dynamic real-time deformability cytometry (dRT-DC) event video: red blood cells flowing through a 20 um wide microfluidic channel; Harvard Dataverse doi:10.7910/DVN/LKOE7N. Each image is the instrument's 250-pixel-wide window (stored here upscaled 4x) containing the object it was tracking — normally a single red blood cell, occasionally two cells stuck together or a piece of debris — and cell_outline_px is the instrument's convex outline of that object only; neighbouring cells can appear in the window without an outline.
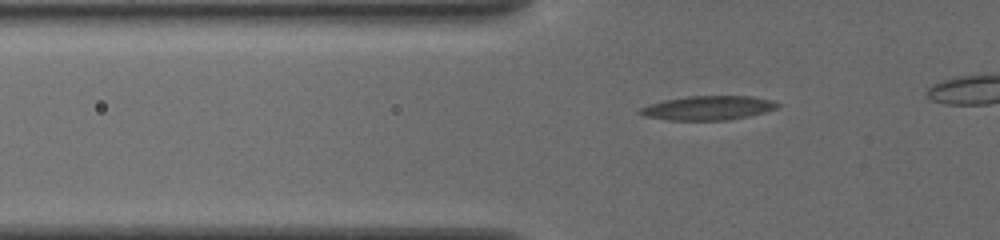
{"species": "common noctule bat (a hibernating species)", "species_latin": "Nyctalus noctula", "temperature_condition": "cold", "stored_images_in_passage": 32, "camera_frame_rate_fps": 3000, "um_per_image_px": 0.085, "animal": {"sex": "female", "body_mass_g": 19.5, "forearm_length_mm": 54.1}, "frame": {"image": 1, "passage_image": 5, "time_ms": 1.333, "image_size_px": [1000, 240], "cell_outline_px": [[780, 104], [776, 108], [764, 112], [748, 116], [728, 120], [668, 120], [644, 116], [636, 112], [640, 108], [648, 104], [664, 100], [688, 96], [752, 96], [772, 100]], "centroid_in_image_um": [60.14, 9.17], "position_along_channel_um": 65.7, "area_um2": 19.36}}
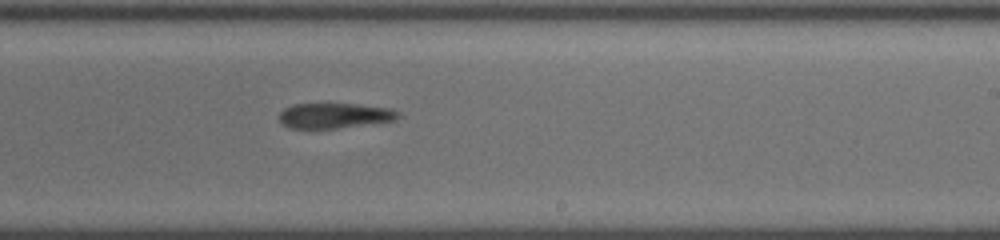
{"frame": {"image": 2, "passage_image": 21, "time_ms": 6.667, "image_size_px": [1000, 240], "cell_outline_px": [[400, 116], [396, 120], [336, 128], [292, 128], [284, 124], [280, 120], [280, 112], [284, 108], [292, 104], [356, 104], [388, 108], [396, 112]], "centroid_in_image_um": [28.41, 9.82], "position_along_channel_um": 260.6, "area_um2": 17.11}}
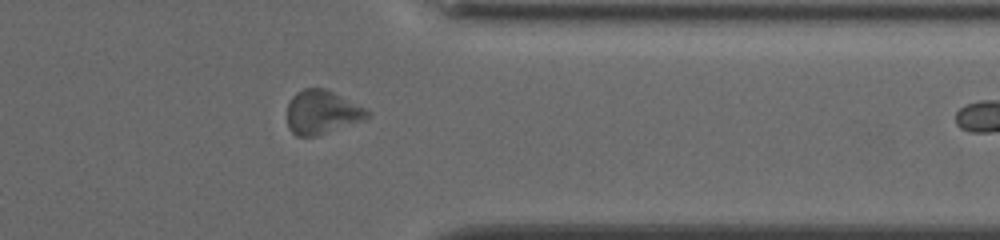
{"frame": {"image": 3, "passage_image": 31, "time_ms": 10.0, "image_size_px": [1000, 240], "cell_outline_px": [[372, 112], [368, 116], [316, 136], [296, 136], [288, 128], [288, 104], [292, 96], [296, 92], [304, 88], [328, 88]], "centroid_in_image_um": [27.31, 9.5], "position_along_channel_um": 384.1, "area_um2": 20.06}}